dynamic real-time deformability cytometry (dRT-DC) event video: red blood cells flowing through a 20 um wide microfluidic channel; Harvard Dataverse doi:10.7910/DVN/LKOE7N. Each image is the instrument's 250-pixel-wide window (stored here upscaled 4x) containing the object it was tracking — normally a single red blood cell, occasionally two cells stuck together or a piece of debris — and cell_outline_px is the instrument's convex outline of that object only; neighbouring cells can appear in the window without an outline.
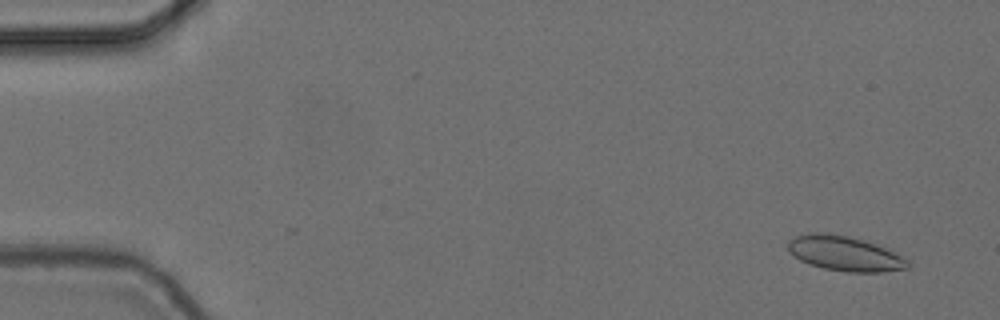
{"species": "common noctule bat (a hibernating species)", "species_latin": "Nyctalus noctula", "temperature_condition": "cold", "stored_images_in_passage": 56, "camera_frame_rate_fps": 3000, "um_per_image_px": 0.085, "animal": {"sex": "female", "body_mass_g": 24.6, "forearm_length_mm": 56.2}, "frame": {"image": 1, "passage_image": 4, "time_ms": 1.0, "image_size_px": [1000, 320], "cell_outline_px": [[908, 268], [880, 272], [848, 272], [824, 268], [808, 264], [800, 260], [788, 252], [788, 240], [796, 236], [808, 232], [820, 232], [848, 236], [864, 240], [876, 244], [908, 260]], "centroid_in_image_um": [71.73, 21.54], "position_along_channel_um": 13.3, "area_um2": 24.16}}
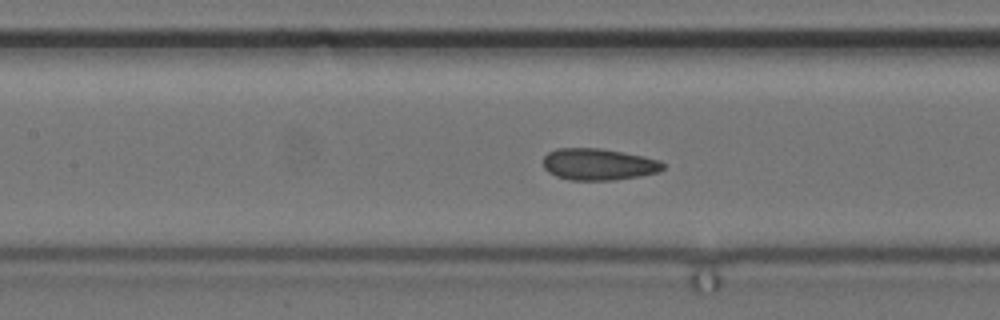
{"frame": {"image": 2, "passage_image": 26, "time_ms": 8.333, "image_size_px": [1000, 320], "cell_outline_px": [[664, 168], [660, 172], [640, 176], [612, 180], [568, 180], [556, 176], [548, 172], [544, 168], [544, 156], [548, 152], [556, 148], [600, 148], [644, 156], [660, 160], [664, 164]], "centroid_in_image_um": [50.88, 13.97], "position_along_channel_um": 156.5, "area_um2": 22.25}}
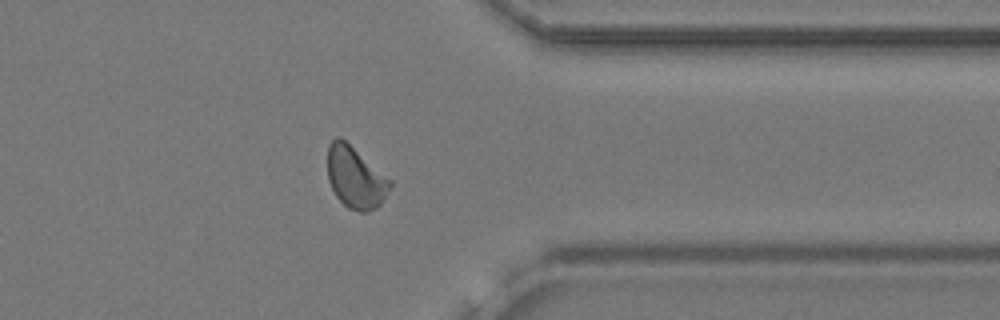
{"frame": {"image": 3, "passage_image": 45, "time_ms": 14.667, "image_size_px": [1000, 320], "cell_outline_px": [[392, 184], [380, 204], [376, 208], [368, 212], [360, 212], [348, 208], [336, 196], [328, 180], [328, 144], [336, 136], [340, 136], [392, 180]], "centroid_in_image_um": [30.2, 15.08], "position_along_channel_um": 381.2, "area_um2": 22.37}, "authors_computed_cell_mechanics": {"area_um2": 22.1663, "velocity_mm_per_s": 3.6845, "shape_relaxation_time_tau1_ms": null, "shape_relaxation_time_tau2_ms": 0.9853, "deformation_change_tau1": null, "deformation_change_tau2": 0.0655}}